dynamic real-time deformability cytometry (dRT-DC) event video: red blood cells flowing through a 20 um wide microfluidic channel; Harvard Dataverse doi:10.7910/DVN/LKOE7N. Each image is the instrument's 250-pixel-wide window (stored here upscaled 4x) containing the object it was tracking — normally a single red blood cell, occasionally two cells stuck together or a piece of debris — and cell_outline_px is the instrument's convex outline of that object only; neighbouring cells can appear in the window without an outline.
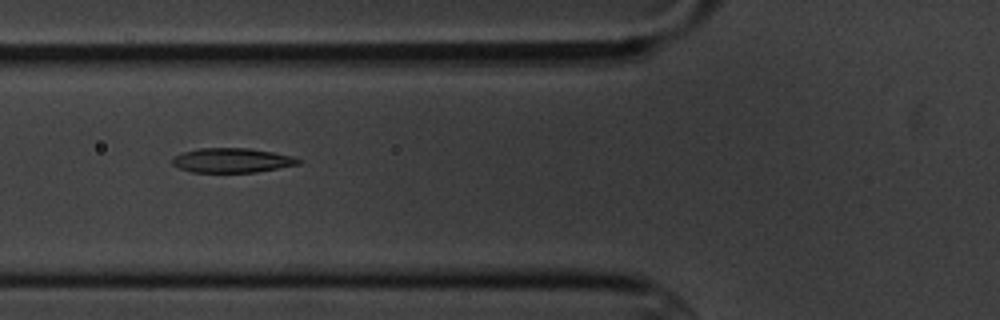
{"species": "common noctule bat (a hibernating species)", "species_latin": "Nyctalus noctula", "temperature_condition": "cold", "stored_images_in_passage": 9, "camera_frame_rate_fps": 3000, "um_per_image_px": 0.085, "animal": {"sex": "male", "body_mass_g": 20.1, "forearm_length_mm": 53.5}, "frame": {"image": 1, "passage_image": 6, "time_ms": 6.667, "image_size_px": [1000, 320], "cell_outline_px": [[304, 160], [300, 164], [256, 172], [192, 172], [176, 168], [172, 164], [172, 156], [184, 152], [200, 148], [248, 148], [272, 152], [292, 156]], "centroid_in_image_um": [19.7, 13.63], "position_along_channel_um": 106.1, "area_um2": 18.09}}
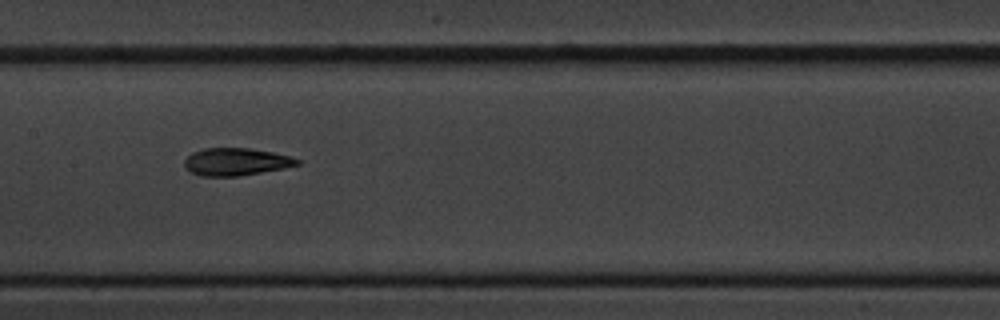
{"frame": {"image": 2, "passage_image": 8, "time_ms": 9.0, "image_size_px": [1000, 320], "cell_outline_px": [[304, 160], [300, 164], [284, 168], [240, 176], [200, 176], [192, 172], [184, 164], [184, 160], [192, 152], [204, 148], [248, 148], [272, 152]], "centroid_in_image_um": [20.09, 13.75], "position_along_channel_um": 187.3, "area_um2": 18.03}}
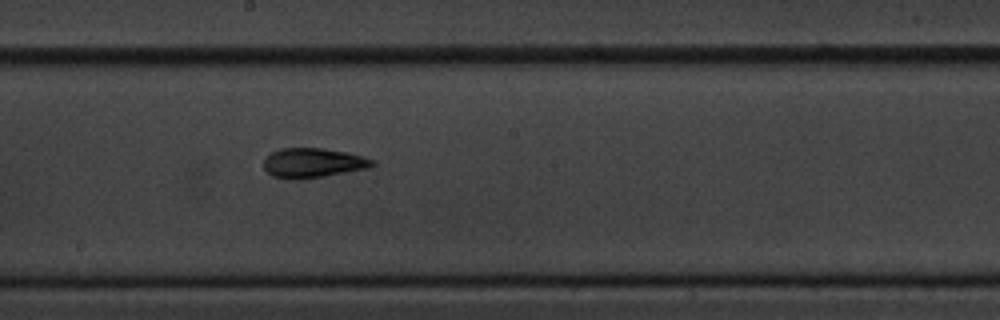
{"frame": {"image": 3, "passage_image": 9, "time_ms": 10.0, "image_size_px": [1000, 320], "cell_outline_px": [[376, 164], [368, 168], [324, 176], [300, 180], [284, 180], [272, 176], [264, 168], [264, 160], [272, 152], [280, 148], [324, 148], [364, 156], [376, 160]], "centroid_in_image_um": [26.6, 13.86], "position_along_channel_um": 221.6, "area_um2": 18.96}}